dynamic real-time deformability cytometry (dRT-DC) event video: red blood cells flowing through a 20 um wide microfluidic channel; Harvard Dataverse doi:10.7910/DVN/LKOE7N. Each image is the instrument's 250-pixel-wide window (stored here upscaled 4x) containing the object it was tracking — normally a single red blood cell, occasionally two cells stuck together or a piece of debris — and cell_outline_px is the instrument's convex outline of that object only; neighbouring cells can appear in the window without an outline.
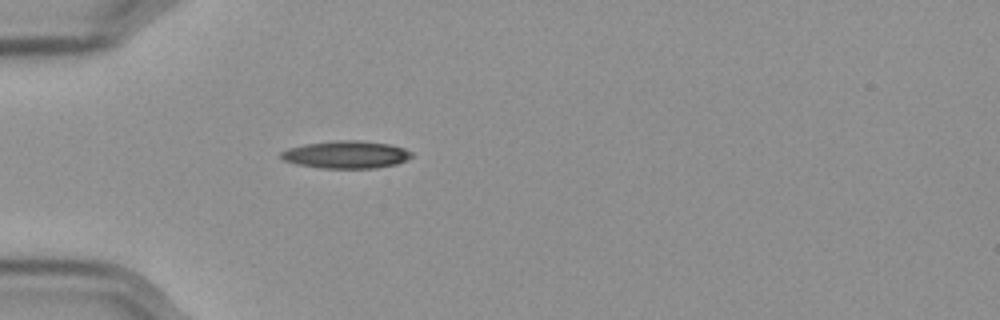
{"species": "Egyptian fruit bat (a non-hibernating species)", "species_latin": "Rousettus aegyptiacus", "temperature_condition": "cold", "stored_images_in_passage": 41, "camera_frame_rate_fps": 3000, "um_per_image_px": 0.085, "frame": {"image": 1, "passage_image": 1, "time_ms": 0.0, "image_size_px": [1000, 320], "cell_outline_px": [[412, 156], [396, 164], [376, 168], [320, 168], [296, 164], [284, 160], [280, 156], [280, 152], [288, 148], [304, 144], [336, 140], [356, 140], [388, 144], [404, 148], [412, 152]], "centroid_in_image_um": [29.39, 13.14], "position_along_channel_um": 55.6, "area_um2": 20.87}}
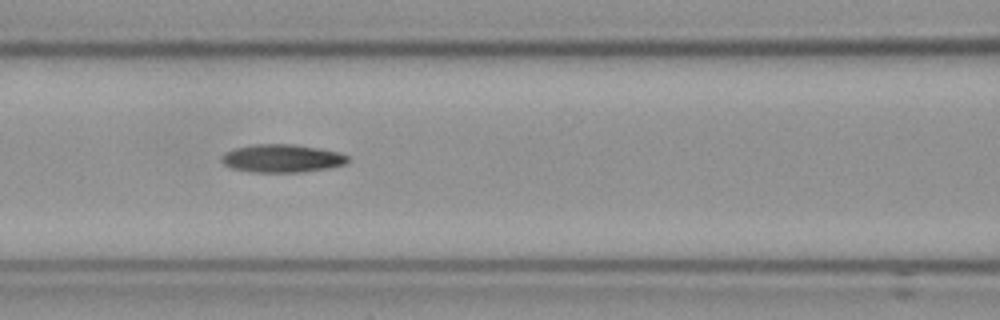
{"frame": {"image": 2, "passage_image": 9, "time_ms": 2.667, "image_size_px": [1000, 320], "cell_outline_px": [[348, 160], [344, 164], [328, 168], [300, 172], [252, 172], [232, 168], [224, 164], [220, 160], [220, 156], [224, 152], [236, 148], [256, 144], [296, 144], [340, 152], [348, 156]], "centroid_in_image_um": [23.95, 13.46], "position_along_channel_um": 142.7, "area_um2": 20.63}}
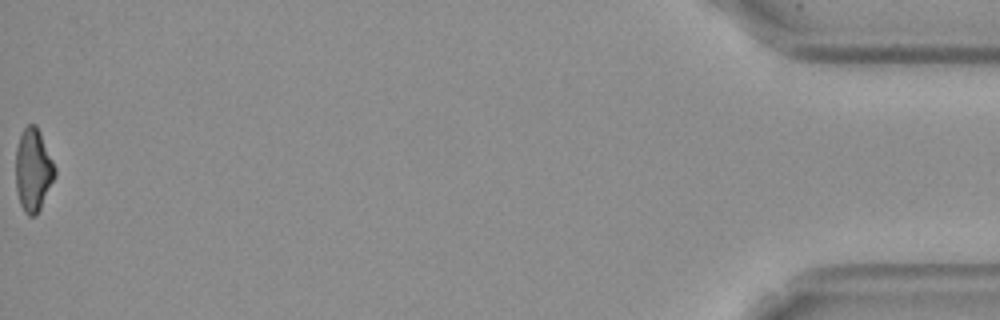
{"frame": {"image": 3, "passage_image": 41, "time_ms": 13.333, "image_size_px": [1000, 320], "cell_outline_px": [[56, 176], [36, 216], [28, 216], [24, 212], [20, 204], [16, 188], [16, 148], [20, 136], [24, 128], [28, 124], [36, 124], [40, 132], [56, 168]], "centroid_in_image_um": [2.82, 14.46], "position_along_channel_um": 432.4, "area_um2": 18.9}, "authors_computed_cell_mechanics": {"area_um2": 20.0566, "velocity_mm_per_s": 3.5972, "shape_relaxation_time_tau1_ms": 8.8957, "shape_relaxation_time_tau2_ms": 6.5105, "deformation_change_tau1": 0.1945, "deformation_change_tau2": 0.158}}